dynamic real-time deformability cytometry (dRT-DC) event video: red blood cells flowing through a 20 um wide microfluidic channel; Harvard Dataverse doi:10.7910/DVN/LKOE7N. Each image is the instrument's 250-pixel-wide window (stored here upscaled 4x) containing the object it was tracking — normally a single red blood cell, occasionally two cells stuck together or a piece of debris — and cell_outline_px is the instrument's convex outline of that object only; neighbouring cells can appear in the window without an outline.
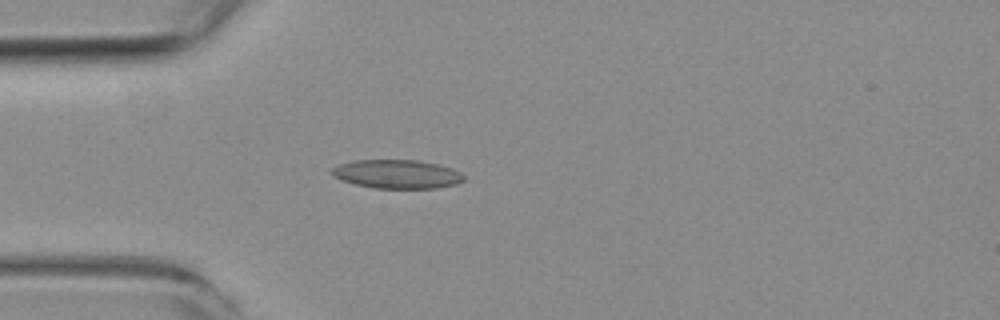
{"species": "common noctule bat (a hibernating species)", "species_latin": "Nyctalus noctula", "temperature_condition": "room temperature", "stored_images_in_passage": 1, "camera_frame_rate_fps": 3000, "um_per_image_px": 0.085, "animal": {"sex": "female", "body_mass_g": 19.3, "forearm_length_mm": 54.1}, "frame": {"image": 1, "passage_image": 1, "time_ms": 0.0, "image_size_px": [1000, 320], "cell_outline_px": [[464, 180], [456, 184], [436, 188], [372, 188], [356, 184], [332, 176], [328, 172], [332, 168], [340, 164], [356, 160], [420, 160], [440, 164], [452, 168], [460, 172], [464, 176]], "centroid_in_image_um": [33.76, 14.79], "position_along_channel_um": 51.2, "area_um2": 22.2}}